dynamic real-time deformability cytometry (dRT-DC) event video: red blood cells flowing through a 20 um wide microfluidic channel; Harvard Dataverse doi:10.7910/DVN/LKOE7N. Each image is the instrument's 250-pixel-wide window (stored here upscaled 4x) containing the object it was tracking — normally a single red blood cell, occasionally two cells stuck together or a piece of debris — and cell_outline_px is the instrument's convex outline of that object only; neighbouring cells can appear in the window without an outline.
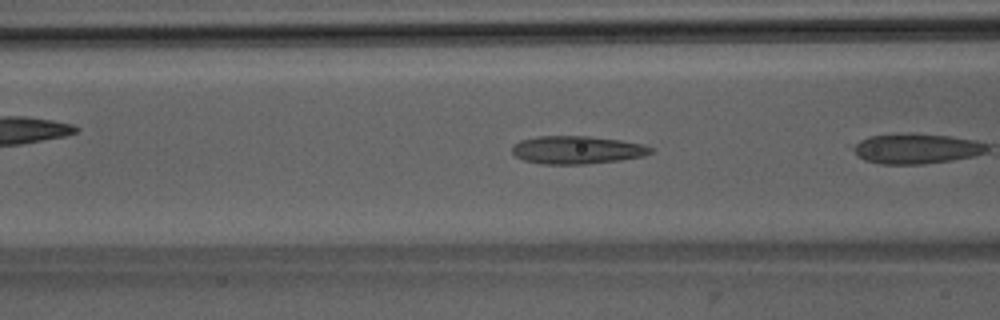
{"species": "Egyptian fruit bat (a non-hibernating species)", "species_latin": "Rousettus aegyptiacus", "temperature_condition": "room temperature", "stored_images_in_passage": 5, "camera_frame_rate_fps": 3000, "um_per_image_px": 0.085, "animal": {"sex": "male"}, "frame": {"image": 1, "passage_image": 4, "time_ms": 1.0, "image_size_px": [1000, 320], "cell_outline_px": [[656, 148], [652, 152], [644, 156], [620, 160], [588, 164], [544, 164], [524, 160], [516, 156], [512, 152], [512, 148], [520, 140], [540, 136], [588, 136], [620, 140], [644, 144]], "centroid_in_image_um": [49.1, 12.74], "position_along_channel_um": 117.5, "area_um2": 22.6}}